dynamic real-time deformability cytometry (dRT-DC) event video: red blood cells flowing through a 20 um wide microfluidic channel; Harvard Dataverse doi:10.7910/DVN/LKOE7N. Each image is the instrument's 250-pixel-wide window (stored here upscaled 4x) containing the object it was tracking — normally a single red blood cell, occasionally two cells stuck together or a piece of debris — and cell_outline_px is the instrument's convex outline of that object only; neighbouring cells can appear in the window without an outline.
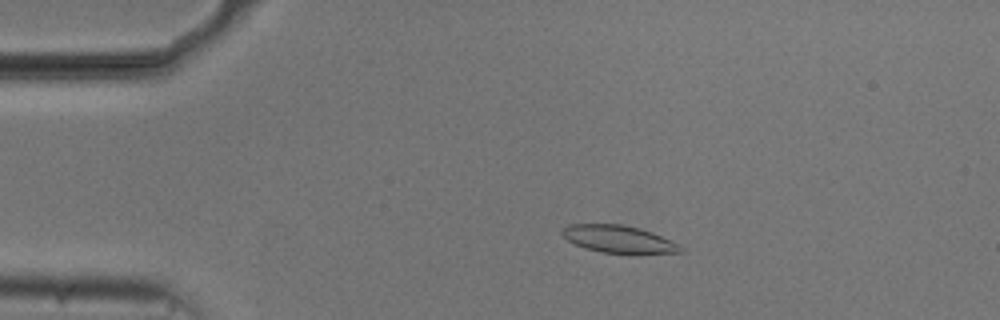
{"species": "common noctule bat (a hibernating species)", "species_latin": "Nyctalus noctula", "temperature_condition": "cold", "stored_images_in_passage": 54, "camera_frame_rate_fps": 3000, "um_per_image_px": 0.085, "animal": {"sex": "male", "body_mass_g": 20.5, "forearm_length_mm": 52.5}, "frame": {"image": 1, "passage_image": 11, "time_ms": 3.333, "image_size_px": [1000, 320], "cell_outline_px": [[684, 252], [636, 256], [632, 256], [600, 252], [584, 248], [568, 240], [560, 232], [568, 224], [620, 224], [640, 228], [652, 232], [680, 244], [684, 248]], "centroid_in_image_um": [52.68, 20.38], "position_along_channel_um": 32.3, "area_um2": 19.77}}
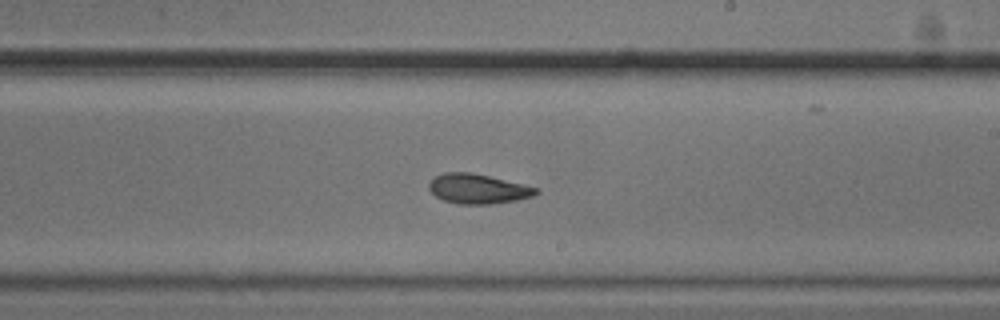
{"frame": {"image": 2, "passage_image": 32, "time_ms": 10.333, "image_size_px": [1000, 320], "cell_outline_px": [[540, 192], [532, 196], [516, 200], [492, 204], [460, 204], [444, 200], [436, 196], [428, 188], [428, 184], [432, 176], [444, 172], [472, 172], [524, 184], [540, 188]], "centroid_in_image_um": [40.62, 16.03], "position_along_channel_um": 248.4, "area_um2": 18.73}}
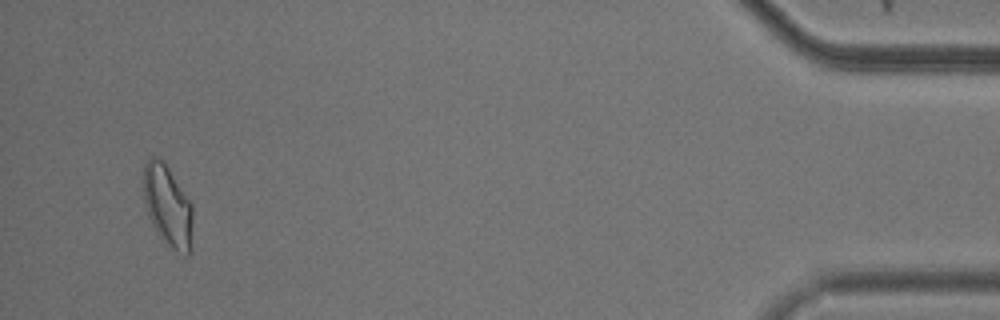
{"frame": {"image": 3, "passage_image": 52, "time_ms": 17.0, "image_size_px": [1000, 320], "cell_outline_px": [[192, 252], [188, 256], [184, 256], [172, 248], [156, 232], [148, 216], [144, 200], [144, 164], [152, 156], [156, 156], [164, 160], [192, 204]], "centroid_in_image_um": [14.28, 17.51], "position_along_channel_um": 420.9, "area_um2": 23.58}, "authors_computed_cell_mechanics": {"area_um2": 19.2474, "velocity_mm_per_s": 3.7396, "shape_relaxation_time_tau1_ms": 4.4392, "shape_relaxation_time_tau2_ms": 3.0373, "deformation_change_tau1": 0.129, "deformation_change_tau2": 0.0947}}